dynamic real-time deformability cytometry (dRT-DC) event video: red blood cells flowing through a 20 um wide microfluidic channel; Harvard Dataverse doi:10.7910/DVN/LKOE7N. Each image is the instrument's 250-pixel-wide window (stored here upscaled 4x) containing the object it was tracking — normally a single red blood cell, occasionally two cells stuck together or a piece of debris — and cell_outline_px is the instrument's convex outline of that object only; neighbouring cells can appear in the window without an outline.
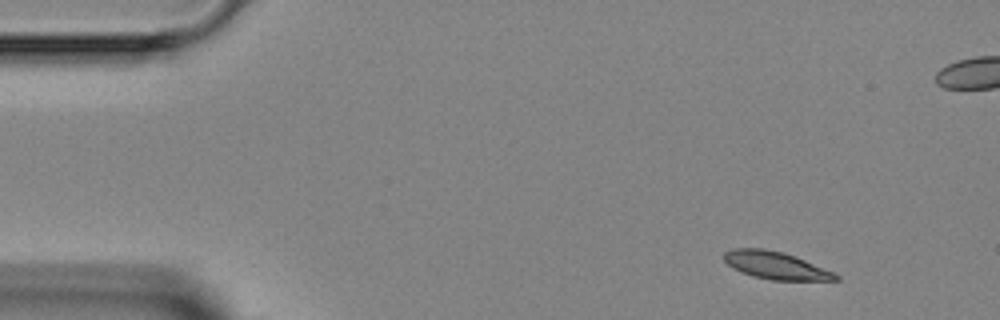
{"species": "Egyptian fruit bat (a non-hibernating species)", "species_latin": "Rousettus aegyptiacus", "temperature_condition": "room temperature", "stored_images_in_passage": 4, "camera_frame_rate_fps": 3000, "um_per_image_px": 0.085, "animal": {"sex": "female"}, "frame": {"image": 1, "passage_image": 1, "time_ms": 0.0, "image_size_px": [1000, 320], "cell_outline_px": [[840, 280], [772, 280], [752, 276], [740, 272], [732, 268], [724, 260], [724, 252], [732, 248], [764, 248], [784, 252], [796, 256], [832, 272], [840, 276]], "centroid_in_image_um": [65.9, 22.55], "position_along_channel_um": 19.1, "area_um2": 17.92}}